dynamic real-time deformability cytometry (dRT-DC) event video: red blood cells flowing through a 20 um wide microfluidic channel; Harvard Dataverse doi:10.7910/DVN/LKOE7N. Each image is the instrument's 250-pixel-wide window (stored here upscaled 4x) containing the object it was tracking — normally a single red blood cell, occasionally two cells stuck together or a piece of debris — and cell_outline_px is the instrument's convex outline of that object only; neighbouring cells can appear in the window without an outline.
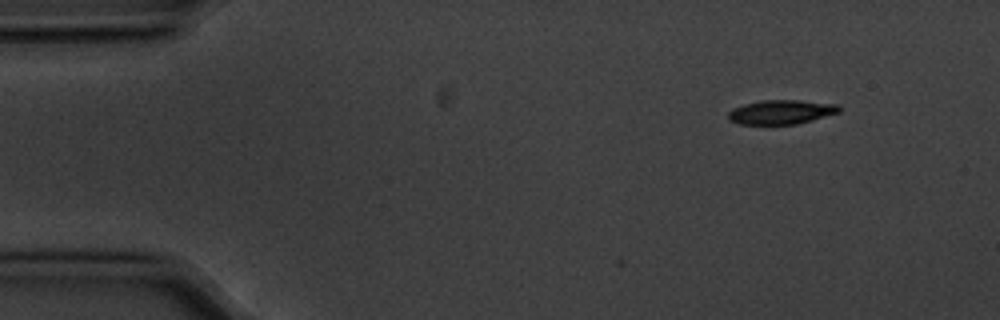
{"species": "common noctule bat (a hibernating species)", "species_latin": "Nyctalus noctula", "temperature_condition": "cold", "stored_images_in_passage": 3, "camera_frame_rate_fps": 3000, "um_per_image_px": 0.085, "animal": {"sex": "male", "body_mass_g": 20.1, "forearm_length_mm": 53.5}, "frame": {"image": 1, "passage_image": 1, "time_ms": 0.0, "image_size_px": [1000, 320], "cell_outline_px": [[840, 112], [812, 120], [796, 124], [740, 124], [728, 120], [728, 112], [732, 108], [744, 104], [764, 100], [800, 100], [840, 104]], "centroid_in_image_um": [66.41, 9.52], "position_along_channel_um": 18.6, "area_um2": 15.72}}